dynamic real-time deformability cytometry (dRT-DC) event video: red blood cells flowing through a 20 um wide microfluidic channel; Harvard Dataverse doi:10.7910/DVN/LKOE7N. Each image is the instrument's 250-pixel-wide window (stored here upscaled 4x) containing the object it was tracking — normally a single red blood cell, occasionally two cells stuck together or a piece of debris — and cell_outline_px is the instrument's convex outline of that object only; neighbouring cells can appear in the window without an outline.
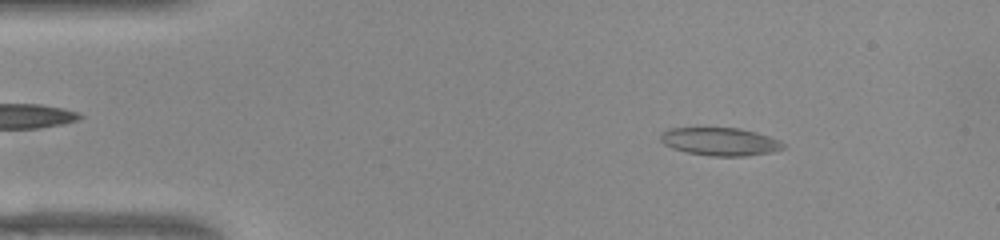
{"species": "common noctule bat (a hibernating species)", "species_latin": "Nyctalus noctula", "temperature_condition": "warm", "stored_images_in_passage": 51, "camera_frame_rate_fps": 3000, "um_per_image_px": 0.085, "animal": {"sex": "female", "body_mass_g": 22.0, "forearm_length_mm": 56.7}, "frame": {"image": 1, "passage_image": 7, "time_ms": 2.0, "image_size_px": [1000, 240], "cell_outline_px": [[784, 148], [772, 152], [744, 156], [712, 156], [688, 152], [672, 148], [664, 144], [660, 140], [660, 132], [668, 128], [740, 128], [756, 132], [780, 140], [784, 144]], "centroid_in_image_um": [61.19, 12.03], "position_along_channel_um": 23.8, "area_um2": 20.0}}
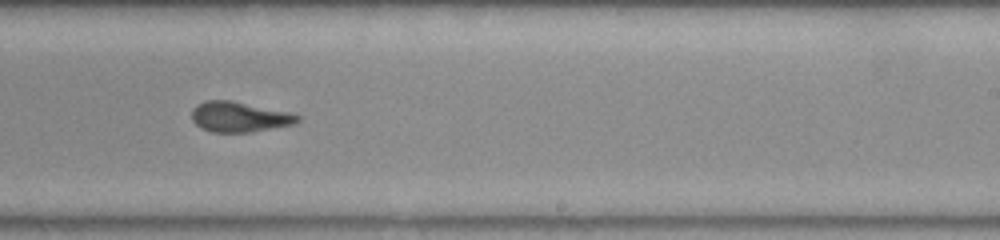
{"frame": {"image": 2, "passage_image": 31, "time_ms": 10.0, "image_size_px": [1000, 240], "cell_outline_px": [[300, 120], [296, 124], [252, 132], [212, 132], [200, 128], [192, 120], [192, 108], [196, 104], [204, 100], [232, 100], [292, 112], [300, 116]], "centroid_in_image_um": [20.36, 9.92], "position_along_channel_um": 268.6, "area_um2": 19.07}}
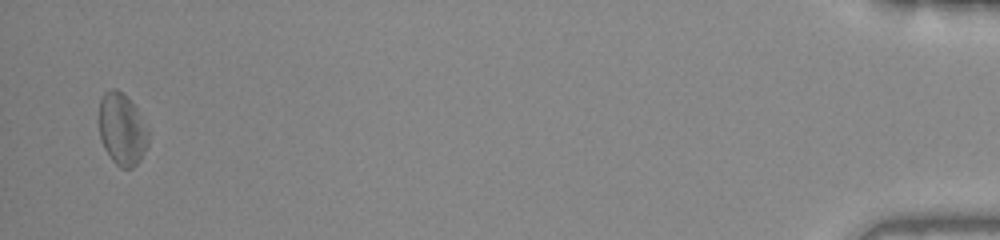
{"frame": {"image": 3, "passage_image": 50, "time_ms": 16.333, "image_size_px": [1000, 240], "cell_outline_px": [[148, 144], [140, 160], [132, 168], [120, 168], [112, 160], [104, 148], [100, 140], [100, 100], [104, 92], [112, 88], [116, 88], [136, 108], [148, 132]], "centroid_in_image_um": [10.36, 11.02], "position_along_channel_um": 424.8, "area_um2": 20.29}, "authors_computed_cell_mechanics": {"area_um2": 19.4786, "velocity_mm_per_s": 3.9085, "shape_relaxation_time_tau1_ms": null, "shape_relaxation_time_tau2_ms": 4.3845, "deformation_change_tau1": null, "deformation_change_tau2": 0.1412}}